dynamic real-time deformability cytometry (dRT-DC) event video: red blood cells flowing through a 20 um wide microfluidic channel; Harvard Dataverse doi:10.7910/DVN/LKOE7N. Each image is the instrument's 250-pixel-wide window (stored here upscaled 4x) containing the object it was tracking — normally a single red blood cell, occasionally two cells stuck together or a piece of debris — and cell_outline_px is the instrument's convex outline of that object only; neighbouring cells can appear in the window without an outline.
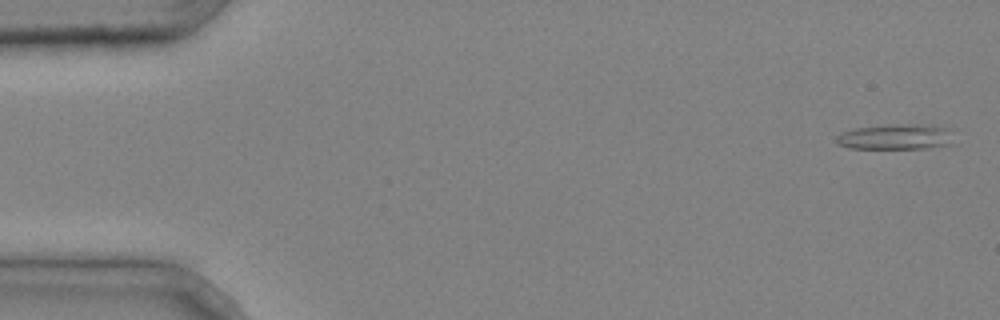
{"species": "common noctule bat (a hibernating species)", "species_latin": "Nyctalus noctula", "temperature_condition": "cold", "stored_images_in_passage": 5, "camera_frame_rate_fps": 3000, "um_per_image_px": 0.085, "animal": {"sex": "male", "body_mass_g": 20.4}, "frame": {"image": 1, "passage_image": 1, "time_ms": 0.0, "image_size_px": [1000, 320], "cell_outline_px": [[952, 144], [928, 148], [848, 148], [836, 144], [836, 136], [844, 132], [856, 128], [888, 124], [932, 124], [944, 128]], "centroid_in_image_um": [76.06, 11.63], "position_along_channel_um": 8.9, "area_um2": 17.17}}
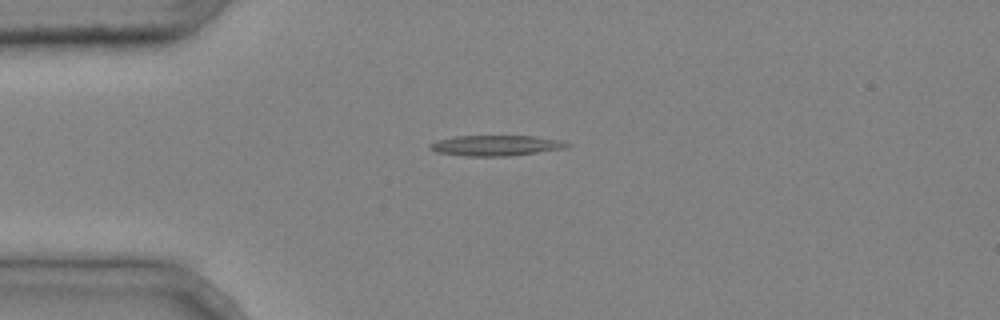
{"frame": {"image": 2, "passage_image": 4, "time_ms": 1.0, "image_size_px": [1000, 320], "cell_outline_px": [[572, 144], [568, 148], [512, 156], [464, 156], [436, 152], [428, 148], [428, 144], [436, 140], [452, 136], [532, 136], [560, 140]], "centroid_in_image_um": [42.13, 12.37], "position_along_channel_um": 42.9, "area_um2": 16.65}}